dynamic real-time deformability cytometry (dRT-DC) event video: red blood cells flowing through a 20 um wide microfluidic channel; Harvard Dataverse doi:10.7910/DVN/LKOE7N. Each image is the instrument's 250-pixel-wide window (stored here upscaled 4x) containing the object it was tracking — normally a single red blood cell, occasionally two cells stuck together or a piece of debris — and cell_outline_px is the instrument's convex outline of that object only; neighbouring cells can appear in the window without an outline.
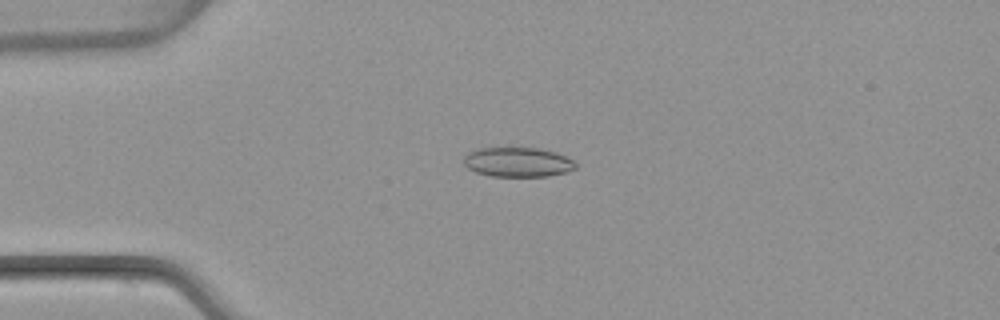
{"species": "common noctule bat (a hibernating species)", "species_latin": "Nyctalus noctula", "temperature_condition": "warm", "stored_images_in_passage": 51, "camera_frame_rate_fps": 3000, "um_per_image_px": 0.085, "animal": {"sex": "female", "body_mass_g": 22.7, "forearm_length_mm": 54.2}, "frame": {"image": 1, "passage_image": 13, "time_ms": 4.0, "image_size_px": [1000, 320], "cell_outline_px": [[576, 168], [568, 172], [548, 176], [492, 176], [476, 172], [468, 168], [464, 164], [464, 156], [468, 152], [476, 148], [540, 148], [556, 152], [572, 160], [576, 164]], "centroid_in_image_um": [44.0, 13.78], "position_along_channel_um": 41.0, "area_um2": 19.31}}
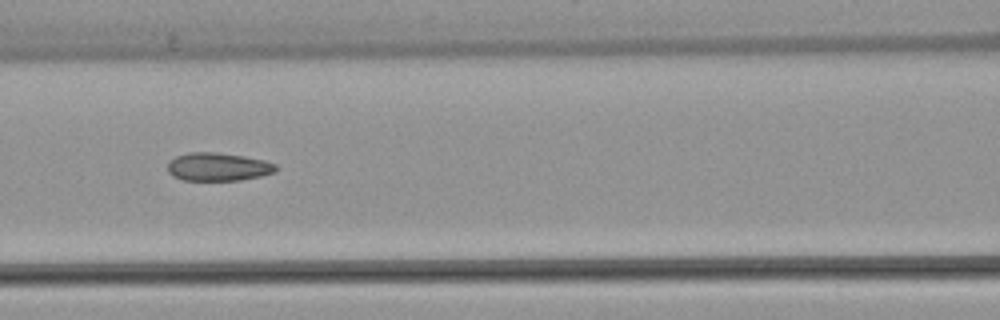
{"frame": {"image": 2, "passage_image": 23, "time_ms": 7.333, "image_size_px": [1000, 320], "cell_outline_px": [[276, 172], [260, 176], [240, 180], [184, 180], [172, 176], [168, 172], [168, 160], [176, 156], [188, 152], [216, 152], [244, 156], [264, 160], [276, 164]], "centroid_in_image_um": [18.51, 14.17], "position_along_channel_um": 148.1, "area_um2": 17.86}}
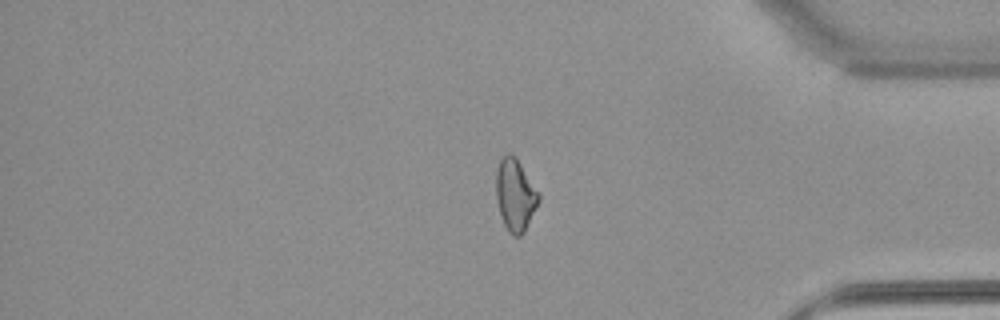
{"frame": {"image": 3, "passage_image": 43, "time_ms": 14.0, "image_size_px": [1000, 320], "cell_outline_px": [[540, 200], [524, 232], [520, 236], [512, 236], [508, 232], [504, 224], [496, 200], [496, 172], [500, 160], [508, 152], [512, 152], [516, 156], [540, 192]], "centroid_in_image_um": [43.81, 16.54], "position_along_channel_um": 391.4, "area_um2": 18.15}, "authors_computed_cell_mechanics": {"area_um2": 18.4382, "velocity_mm_per_s": 4.0007, "shape_relaxation_time_tau1_ms": null, "shape_relaxation_time_tau2_ms": 2.3129, "deformation_change_tau1": null, "deformation_change_tau2": 0.0859}}